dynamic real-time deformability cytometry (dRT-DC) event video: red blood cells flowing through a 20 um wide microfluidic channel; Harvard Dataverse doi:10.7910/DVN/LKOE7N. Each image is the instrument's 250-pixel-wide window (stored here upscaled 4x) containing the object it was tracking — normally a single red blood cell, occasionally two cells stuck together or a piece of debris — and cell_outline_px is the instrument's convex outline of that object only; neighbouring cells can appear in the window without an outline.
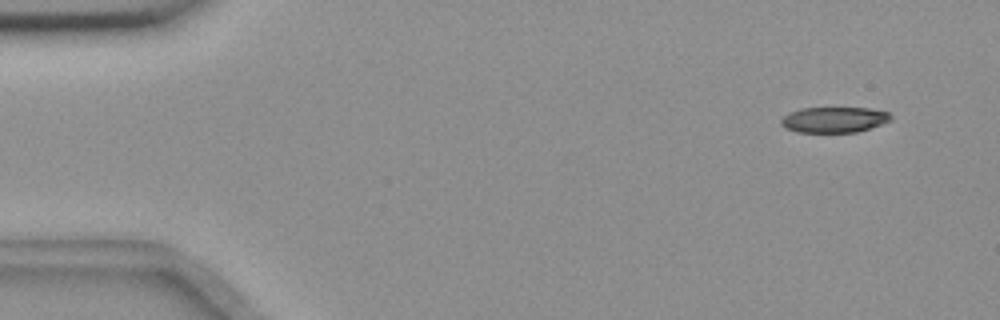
{"species": "common noctule bat (a hibernating species)", "species_latin": "Nyctalus noctula", "temperature_condition": "room temperature", "stored_images_in_passage": 54, "camera_frame_rate_fps": 3000, "um_per_image_px": 0.085, "animal": {"sex": "female", "body_mass_g": 18.4}, "frame": {"image": 1, "passage_image": 3, "time_ms": 0.667, "image_size_px": [1000, 320], "cell_outline_px": [[892, 120], [856, 132], [796, 132], [784, 128], [780, 124], [780, 120], [788, 112], [800, 108], [868, 108], [888, 112], [892, 116]], "centroid_in_image_um": [70.85, 10.17], "position_along_channel_um": 14.2, "area_um2": 16.42}}
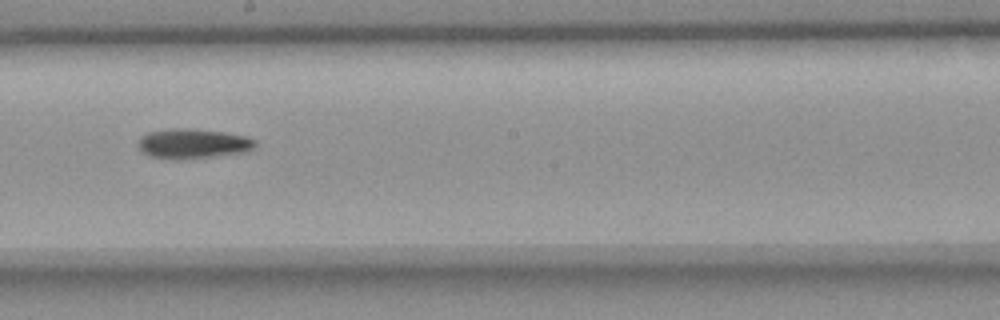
{"frame": {"image": 2, "passage_image": 30, "time_ms": 9.667, "image_size_px": [1000, 320], "cell_outline_px": [[256, 144], [252, 148], [244, 152], [184, 160], [176, 160], [148, 156], [136, 144], [140, 136], [148, 132], [168, 128], [188, 128], [224, 132], [244, 136], [256, 140]], "centroid_in_image_um": [16.34, 12.21], "position_along_channel_um": 231.9, "area_um2": 20.52}}
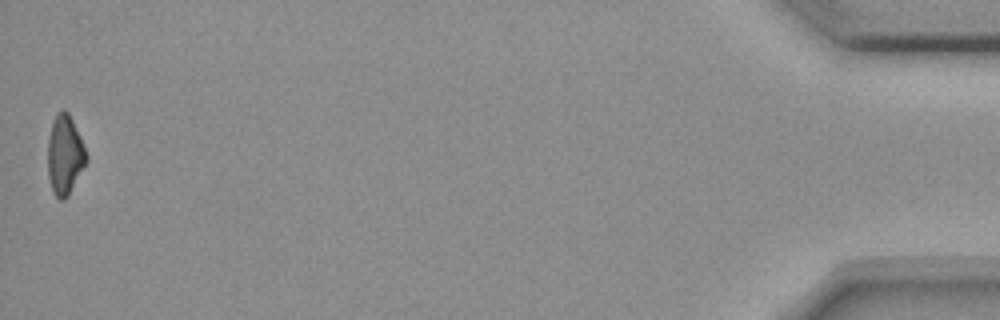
{"frame": {"image": 3, "passage_image": 54, "time_ms": 17.667, "image_size_px": [1000, 320], "cell_outline_px": [[88, 160], [68, 196], [64, 200], [60, 200], [52, 192], [48, 176], [48, 136], [52, 120], [56, 112], [64, 108], [68, 112], [80, 136], [88, 156]], "centroid_in_image_um": [5.5, 13.15], "position_along_channel_um": 429.7, "area_um2": 18.09}}